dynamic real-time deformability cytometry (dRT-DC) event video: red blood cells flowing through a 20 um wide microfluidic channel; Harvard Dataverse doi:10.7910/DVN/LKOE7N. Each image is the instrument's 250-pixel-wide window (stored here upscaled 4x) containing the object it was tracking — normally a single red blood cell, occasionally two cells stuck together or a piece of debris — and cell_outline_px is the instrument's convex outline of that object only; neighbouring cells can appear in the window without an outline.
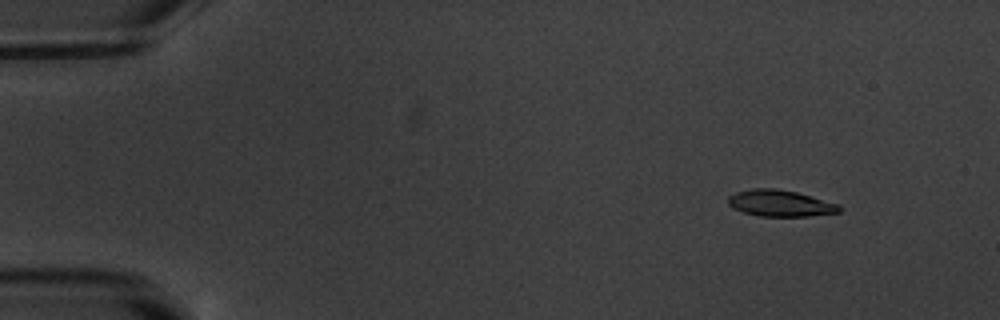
{"species": "common noctule bat (a hibernating species)", "species_latin": "Nyctalus noctula", "temperature_condition": "warm", "stored_images_in_passage": 5, "camera_frame_rate_fps": 3000, "um_per_image_px": 0.085, "animal": {"sex": "male", "body_mass_g": 20.1, "forearm_length_mm": 53.5}, "frame": {"image": 1, "passage_image": 2, "time_ms": 1.0, "image_size_px": [1000, 320], "cell_outline_px": [[840, 212], [808, 216], [760, 216], [744, 212], [732, 208], [728, 204], [728, 196], [736, 192], [752, 188], [776, 188], [796, 192], [840, 204]], "centroid_in_image_um": [66.3, 17.27], "position_along_channel_um": 18.7, "area_um2": 17.11}}
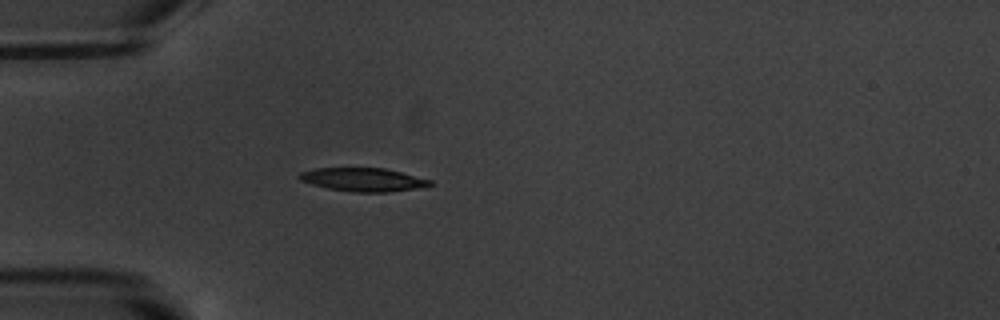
{"frame": {"image": 2, "passage_image": 5, "time_ms": 4.667, "image_size_px": [1000, 320], "cell_outline_px": [[432, 184], [412, 188], [388, 192], [356, 192], [328, 188], [312, 184], [300, 180], [296, 176], [300, 172], [316, 168], [384, 168], [432, 180]], "centroid_in_image_um": [30.8, 15.26], "position_along_channel_um": 54.2, "area_um2": 17.51}}